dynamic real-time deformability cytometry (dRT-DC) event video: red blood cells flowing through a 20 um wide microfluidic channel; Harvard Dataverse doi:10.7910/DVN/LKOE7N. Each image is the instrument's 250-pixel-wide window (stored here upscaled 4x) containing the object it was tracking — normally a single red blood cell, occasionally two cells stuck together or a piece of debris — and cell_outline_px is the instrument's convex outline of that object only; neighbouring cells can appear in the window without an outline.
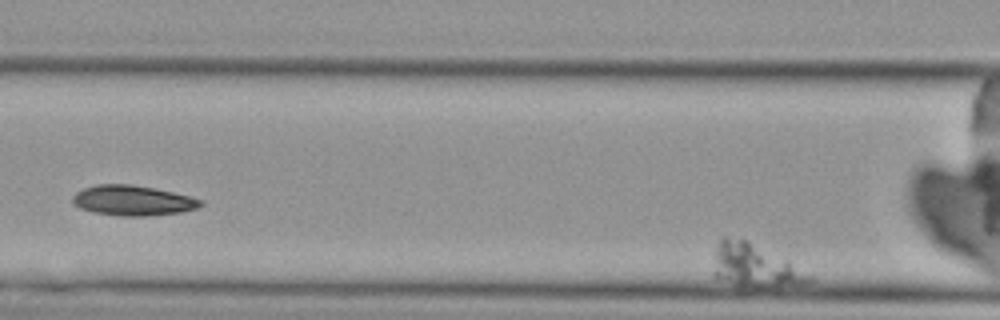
{"species": "Egyptian fruit bat (a non-hibernating species)", "species_latin": "Rousettus aegyptiacus", "temperature_condition": "cold", "stored_images_in_passage": 3, "camera_frame_rate_fps": 3000, "um_per_image_px": 0.085, "animal": {"sex": "female"}, "frame": {"image": 1, "passage_image": 3, "time_ms": 2.333, "image_size_px": [1000, 320], "cell_outline_px": [[812, 280], [804, 284], [756, 288], [752, 288], [736, 284], [712, 276], [712, 272], [716, 248], [720, 236], [724, 236], [748, 240], [788, 260], [812, 276]], "centroid_in_image_um": [64.12, 22.57], "position_along_channel_um": 102.5, "area_um2": 24.1}}